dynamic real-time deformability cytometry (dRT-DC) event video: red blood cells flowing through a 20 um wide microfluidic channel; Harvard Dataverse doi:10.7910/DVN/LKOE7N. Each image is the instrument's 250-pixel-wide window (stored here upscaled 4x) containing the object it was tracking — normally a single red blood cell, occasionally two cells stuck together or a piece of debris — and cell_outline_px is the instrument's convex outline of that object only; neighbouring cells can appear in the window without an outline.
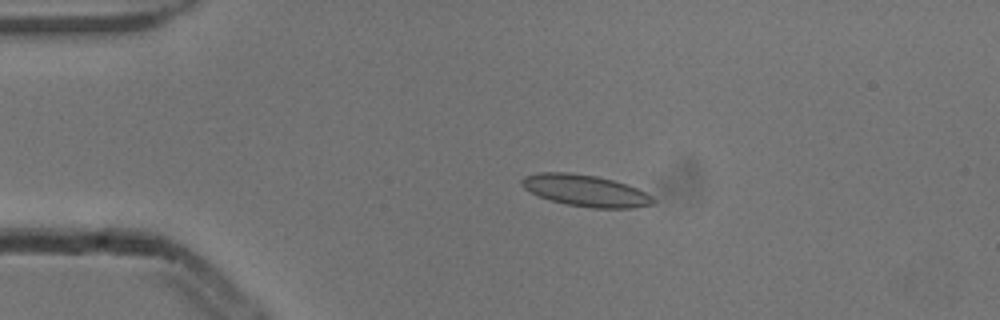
{"species": "common noctule bat (a hibernating species)", "species_latin": "Nyctalus noctula", "temperature_condition": "cold", "stored_images_in_passage": 5, "camera_frame_rate_fps": 3000, "um_per_image_px": 0.085, "animal": {"sex": "male", "body_mass_g": 13.3}, "frame": {"image": 1, "passage_image": 4, "time_ms": 1.0, "image_size_px": [1000, 320], "cell_outline_px": [[656, 204], [636, 208], [592, 208], [568, 204], [552, 200], [540, 196], [524, 188], [520, 184], [520, 180], [524, 176], [540, 172], [568, 172], [596, 176], [612, 180], [636, 188], [652, 196], [656, 200]], "centroid_in_image_um": [49.79, 16.2], "position_along_channel_um": 35.2, "area_um2": 24.04}}